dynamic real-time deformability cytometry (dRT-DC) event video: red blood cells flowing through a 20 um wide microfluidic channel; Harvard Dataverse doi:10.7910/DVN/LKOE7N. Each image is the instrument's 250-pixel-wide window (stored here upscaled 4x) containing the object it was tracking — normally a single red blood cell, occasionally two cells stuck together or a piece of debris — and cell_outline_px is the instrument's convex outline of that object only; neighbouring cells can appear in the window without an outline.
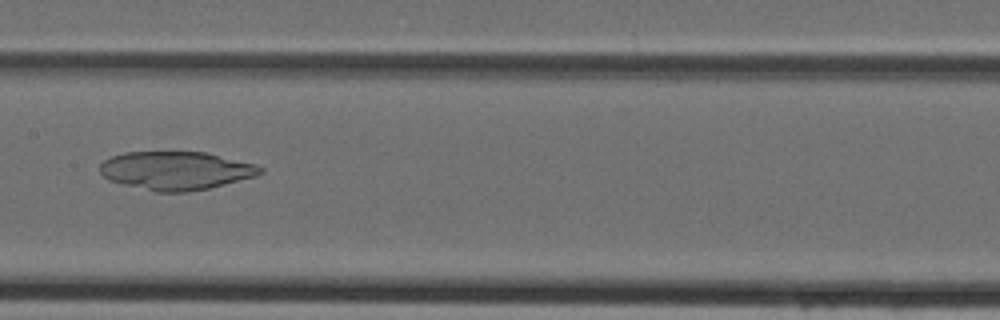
{"species": "Egyptian fruit bat (a non-hibernating species)", "species_latin": "Rousettus aegyptiacus", "temperature_condition": "cold", "stored_images_in_passage": 22, "camera_frame_rate_fps": 3000, "um_per_image_px": 0.085, "animal": {"sex": "female"}, "frame": {"image": 1, "passage_image": 15, "time_ms": 4.667, "image_size_px": [1000, 320], "cell_outline_px": [[264, 172], [256, 176], [208, 188], [188, 192], [156, 192], [108, 180], [100, 172], [100, 164], [104, 160], [112, 156], [124, 152], [204, 152], [256, 164], [264, 168]], "centroid_in_image_um": [14.96, 14.5], "position_along_channel_um": 192.4, "area_um2": 35.72}}
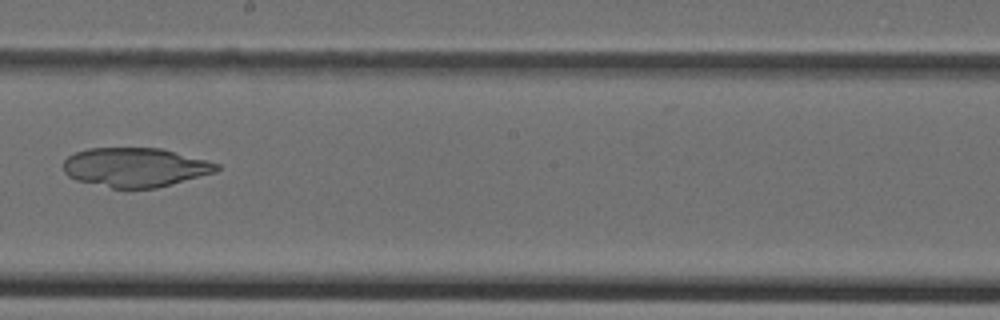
{"frame": {"image": 2, "passage_image": 18, "time_ms": 5.667, "image_size_px": [1000, 320], "cell_outline_px": [[220, 168], [216, 172], [172, 184], [156, 188], [128, 192], [76, 180], [68, 176], [64, 172], [64, 160], [68, 156], [76, 152], [88, 148], [160, 148], [220, 164]], "centroid_in_image_um": [11.47, 14.26], "position_along_channel_um": 236.7, "area_um2": 35.55}}